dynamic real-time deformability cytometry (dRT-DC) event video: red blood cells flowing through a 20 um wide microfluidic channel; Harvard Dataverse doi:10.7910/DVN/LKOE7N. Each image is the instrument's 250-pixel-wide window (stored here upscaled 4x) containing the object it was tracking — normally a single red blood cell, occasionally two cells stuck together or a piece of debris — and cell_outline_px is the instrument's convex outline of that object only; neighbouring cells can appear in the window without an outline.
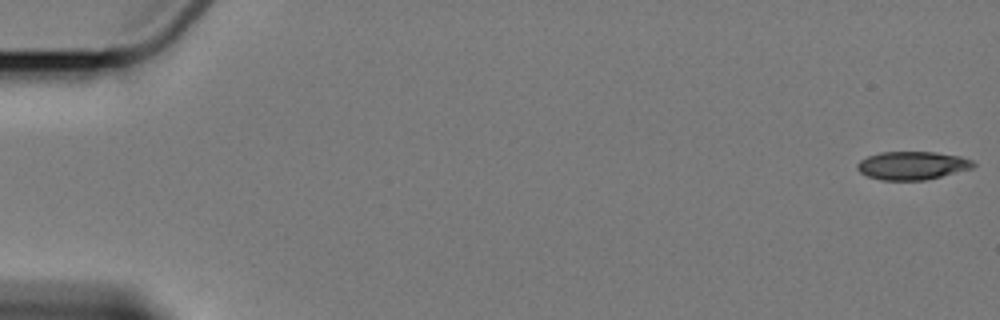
{"species": "Egyptian fruit bat (a non-hibernating species)", "species_latin": "Rousettus aegyptiacus", "temperature_condition": "cold", "stored_images_in_passage": 8, "camera_frame_rate_fps": 3000, "um_per_image_px": 0.085, "animal": {"sex": "female"}, "frame": {"image": 1, "passage_image": 1, "time_ms": 0.0, "image_size_px": [1000, 320], "cell_outline_px": [[976, 164], [972, 168], [924, 180], [880, 180], [868, 176], [860, 172], [856, 168], [856, 164], [860, 160], [868, 156], [880, 152], [936, 152], [960, 156], [972, 160]], "centroid_in_image_um": [77.52, 14.06], "position_along_channel_um": 7.5, "area_um2": 19.02}}
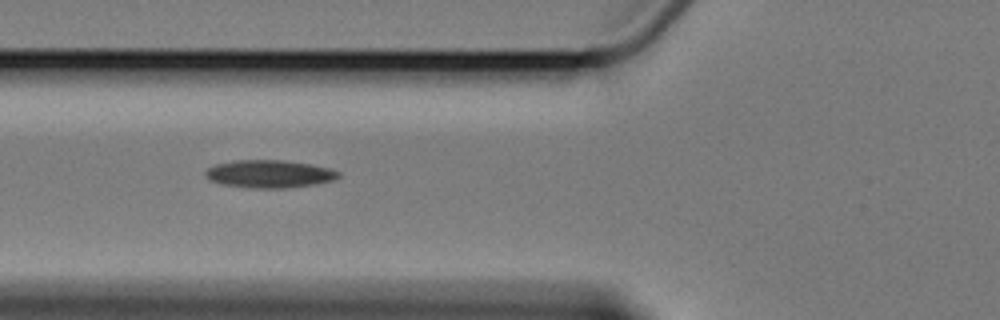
{"frame": {"image": 2, "passage_image": 7, "time_ms": 7.333, "image_size_px": [1000, 320], "cell_outline_px": [[340, 176], [332, 180], [312, 184], [284, 188], [252, 188], [224, 184], [212, 180], [204, 172], [208, 168], [216, 164], [236, 160], [284, 160], [308, 164], [328, 168], [340, 172]], "centroid_in_image_um": [22.9, 14.77], "position_along_channel_um": 102.9, "area_um2": 21.04}}
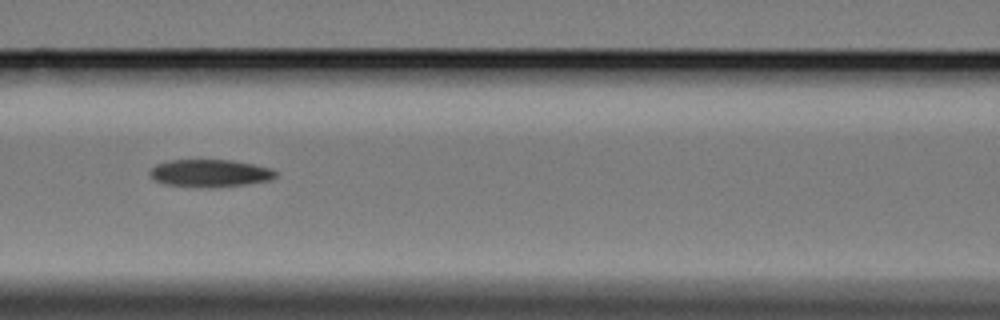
{"frame": {"image": 3, "passage_image": 8, "time_ms": 8.667, "image_size_px": [1000, 320], "cell_outline_px": [[276, 176], [268, 180], [244, 184], [164, 184], [156, 180], [148, 172], [156, 164], [168, 160], [232, 160], [272, 168], [276, 172]], "centroid_in_image_um": [17.85, 14.65], "position_along_channel_um": 148.8, "area_um2": 18.84}}